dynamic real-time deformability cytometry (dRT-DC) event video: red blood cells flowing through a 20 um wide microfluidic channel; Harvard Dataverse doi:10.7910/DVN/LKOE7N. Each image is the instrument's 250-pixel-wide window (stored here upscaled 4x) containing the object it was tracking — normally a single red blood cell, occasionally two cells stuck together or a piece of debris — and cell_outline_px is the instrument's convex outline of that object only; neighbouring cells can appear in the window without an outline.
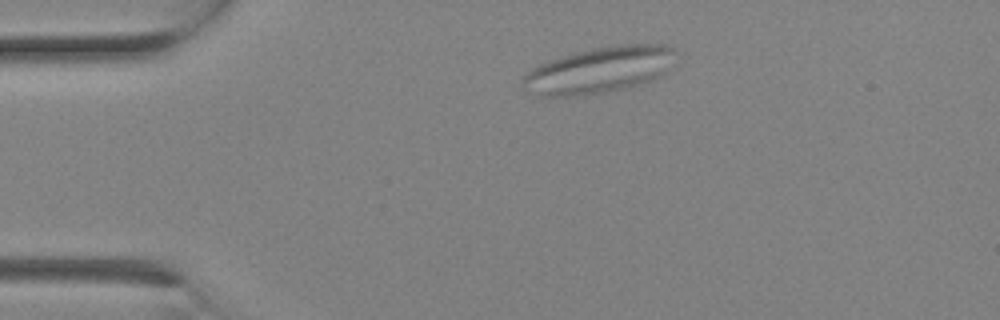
{"species": "Egyptian fruit bat (a non-hibernating species)", "species_latin": "Rousettus aegyptiacus", "temperature_condition": "room temperature", "stored_images_in_passage": 2, "camera_frame_rate_fps": 3000, "um_per_image_px": 0.085, "animal": {"sex": "female"}, "frame": {"image": 1, "passage_image": 1, "time_ms": 0.0, "image_size_px": [1000, 320], "cell_outline_px": [[676, 52], [664, 76], [652, 80], [624, 88], [604, 92], [576, 96], [540, 96], [520, 88], [520, 80], [528, 72], [540, 64], [548, 60], [572, 52], [592, 48], [616, 44], [664, 44], [676, 48]], "centroid_in_image_um": [50.92, 5.94], "position_along_channel_um": 34.1, "area_um2": 41.56}}
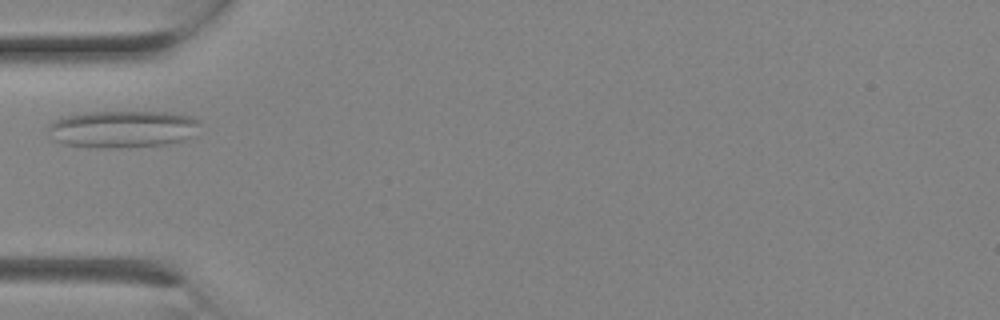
{"frame": {"image": 2, "passage_image": 2, "time_ms": 0.333, "image_size_px": [1000, 320], "cell_outline_px": [[200, 124], [192, 136], [180, 140], [164, 144], [120, 148], [100, 148], [64, 144], [56, 140], [48, 128], [48, 124], [52, 120], [64, 116], [88, 112], [168, 112], [192, 116], [200, 120]], "centroid_in_image_um": [10.42, 10.96], "position_along_channel_um": 74.6, "area_um2": 32.77}}